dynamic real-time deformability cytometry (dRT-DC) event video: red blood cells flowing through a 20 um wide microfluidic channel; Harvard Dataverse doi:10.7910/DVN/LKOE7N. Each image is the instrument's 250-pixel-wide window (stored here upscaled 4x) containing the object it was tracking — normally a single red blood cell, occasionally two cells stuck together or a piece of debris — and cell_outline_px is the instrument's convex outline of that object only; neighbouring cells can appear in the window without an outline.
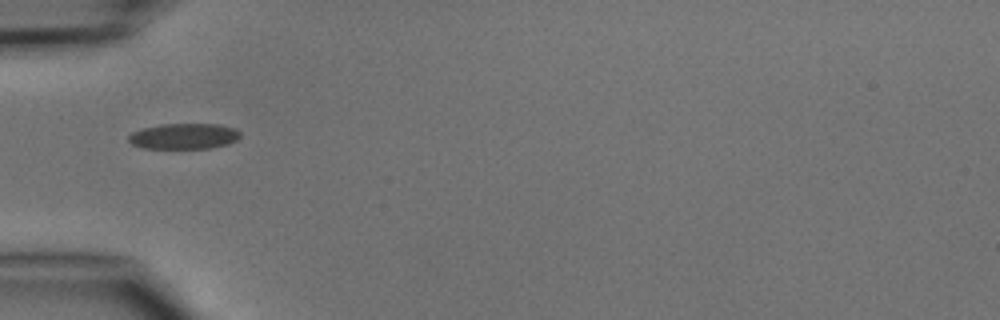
{"species": "common noctule bat (a hibernating species)", "species_latin": "Nyctalus noctula", "temperature_condition": "cold", "stored_images_in_passage": 1, "camera_frame_rate_fps": 3000, "um_per_image_px": 0.085, "animal": {"sex": "male", "body_mass_g": 15.6}, "frame": {"image": 1, "passage_image": 1, "time_ms": 0.0, "image_size_px": [1000, 320], "cell_outline_px": [[240, 136], [236, 140], [228, 144], [212, 148], [144, 148], [132, 144], [128, 140], [128, 136], [132, 132], [144, 128], [160, 124], [220, 124], [236, 128], [240, 132]], "centroid_in_image_um": [15.66, 11.57], "position_along_channel_um": 69.3, "area_um2": 16.76}}